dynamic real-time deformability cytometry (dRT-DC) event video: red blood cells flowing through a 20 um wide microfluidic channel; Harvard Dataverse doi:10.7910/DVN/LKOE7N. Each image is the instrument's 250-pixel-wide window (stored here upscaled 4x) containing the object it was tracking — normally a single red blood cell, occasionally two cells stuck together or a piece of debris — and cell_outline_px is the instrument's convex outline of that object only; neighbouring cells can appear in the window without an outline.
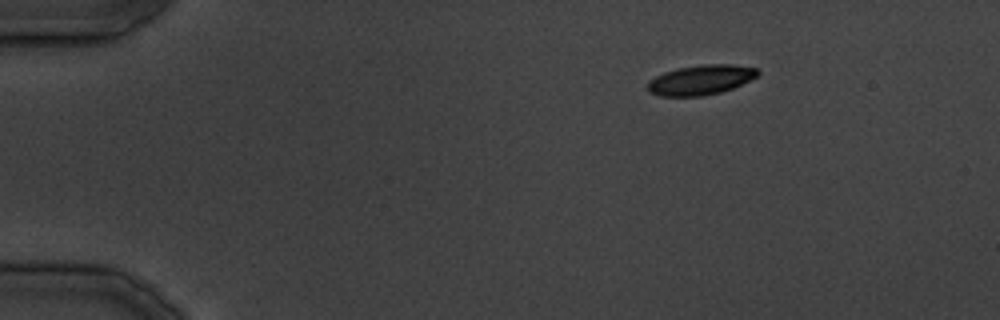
{"species": "common noctule bat (a hibernating species)", "species_latin": "Nyctalus noctula", "temperature_condition": "cold", "stored_images_in_passage": 8, "camera_frame_rate_fps": 3000, "um_per_image_px": 0.085, "animal": {"sex": "male", "body_mass_g": 19.5, "forearm_length_mm": 54.6}, "frame": {"image": 1, "passage_image": 1, "time_ms": 0.0, "image_size_px": [1000, 320], "cell_outline_px": [[760, 72], [756, 76], [732, 88], [720, 92], [700, 96], [660, 96], [648, 92], [648, 80], [664, 72], [680, 68], [704, 64], [732, 64], [756, 68]], "centroid_in_image_um": [59.53, 6.79], "position_along_channel_um": 25.5, "area_um2": 18.9}}